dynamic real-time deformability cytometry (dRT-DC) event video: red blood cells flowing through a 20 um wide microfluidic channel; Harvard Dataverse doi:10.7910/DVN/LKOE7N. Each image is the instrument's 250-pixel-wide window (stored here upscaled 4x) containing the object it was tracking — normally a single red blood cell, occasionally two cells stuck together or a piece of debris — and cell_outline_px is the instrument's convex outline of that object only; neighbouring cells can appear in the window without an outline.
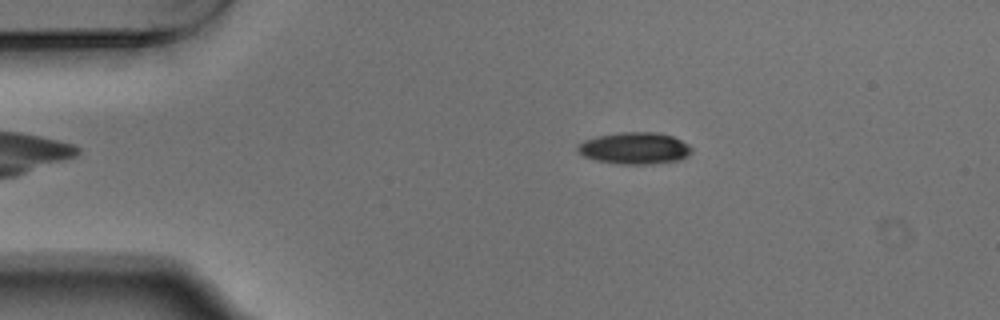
{"species": "Egyptian fruit bat (a non-hibernating species)", "species_latin": "Rousettus aegyptiacus", "temperature_condition": "warm", "stored_images_in_passage": 47, "camera_frame_rate_fps": 3000, "um_per_image_px": 0.085, "animal": {"sex": "male"}, "frame": {"image": 1, "passage_image": 3, "time_ms": 0.667, "image_size_px": [1000, 320], "cell_outline_px": [[692, 152], [688, 156], [680, 160], [648, 164], [616, 164], [596, 160], [584, 156], [576, 148], [576, 144], [584, 140], [596, 136], [620, 132], [656, 132], [672, 136], [688, 144], [692, 148]], "centroid_in_image_um": [53.93, 12.6], "position_along_channel_um": 31.1, "area_um2": 21.21}}
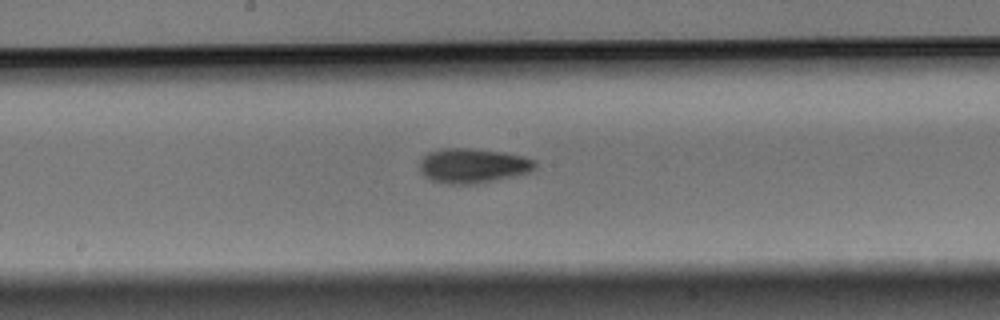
{"frame": {"image": 2, "passage_image": 21, "time_ms": 6.667, "image_size_px": [1000, 320], "cell_outline_px": [[536, 168], [532, 172], [516, 176], [476, 184], [448, 184], [432, 180], [424, 176], [420, 172], [420, 160], [428, 152], [448, 148], [464, 148], [504, 152], [524, 156], [536, 160]], "centroid_in_image_um": [40.24, 14.09], "position_along_channel_um": 208.0, "area_um2": 23.52}}
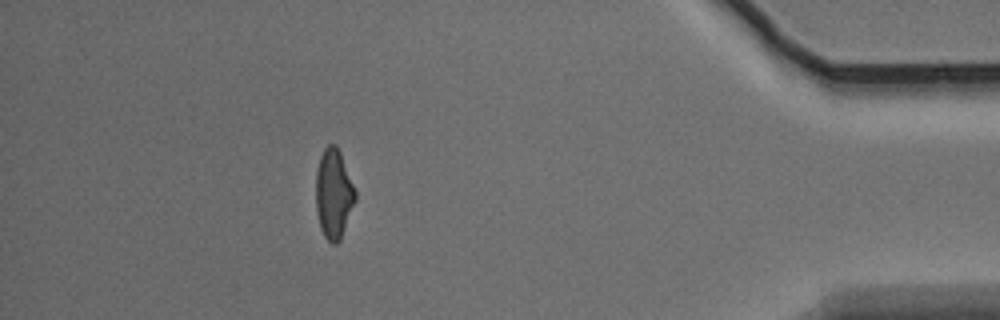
{"frame": {"image": 3, "passage_image": 41, "time_ms": 13.333, "image_size_px": [1000, 320], "cell_outline_px": [[356, 200], [340, 240], [336, 244], [332, 244], [324, 236], [320, 228], [316, 212], [316, 168], [320, 156], [324, 148], [328, 144], [336, 144], [340, 152], [356, 192]], "centroid_in_image_um": [28.35, 16.47], "position_along_channel_um": 406.9, "area_um2": 20.63}, "authors_computed_cell_mechanics": {"area_um2": 21.4438, "velocity_mm_per_s": 3.7322, "shape_relaxation_time_tau1_ms": 4.4077, "shape_relaxation_time_tau2_ms": 6.5536, "deformation_change_tau1": 0.1408, "deformation_change_tau2": 0.1401}}